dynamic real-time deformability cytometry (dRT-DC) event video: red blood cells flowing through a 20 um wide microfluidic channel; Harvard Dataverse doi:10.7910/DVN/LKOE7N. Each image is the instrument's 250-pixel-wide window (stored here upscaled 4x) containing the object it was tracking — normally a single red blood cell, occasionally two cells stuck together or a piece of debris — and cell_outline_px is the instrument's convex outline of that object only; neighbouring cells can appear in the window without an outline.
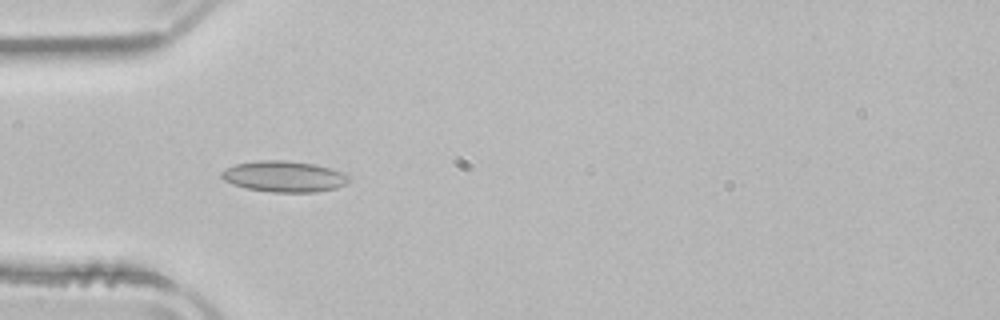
{"species": "common noctule bat (a hibernating species)", "species_latin": "Nyctalus noctula", "temperature_condition": "room temperature", "stored_images_in_passage": 51, "camera_frame_rate_fps": 3000, "um_per_image_px": 0.085, "animal": {"sex": "male", "body_mass_g": 21.5, "forearm_length_mm": 52.0}, "frame": {"image": 1, "passage_image": 15, "time_ms": 4.667, "image_size_px": [1000, 320], "cell_outline_px": [[352, 176], [344, 184], [336, 188], [316, 192], [272, 192], [248, 188], [232, 184], [224, 180], [220, 176], [220, 172], [236, 164], [256, 160], [284, 160], [316, 164]], "centroid_in_image_um": [24.13, 14.99], "position_along_channel_um": 60.9, "area_um2": 22.89}}
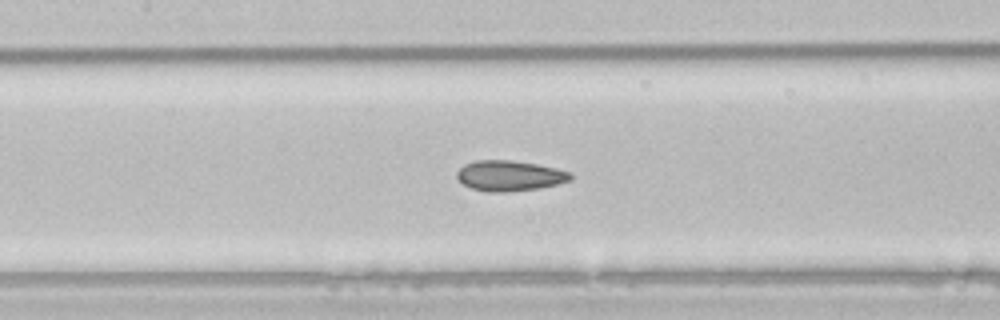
{"frame": {"image": 2, "passage_image": 23, "time_ms": 7.333, "image_size_px": [1000, 320], "cell_outline_px": [[572, 180], [540, 188], [504, 192], [488, 192], [472, 188], [464, 184], [456, 176], [456, 172], [464, 164], [476, 160], [512, 160], [536, 164], [556, 168], [572, 172]], "centroid_in_image_um": [43.33, 14.93], "position_along_channel_um": 164.1, "area_um2": 20.17}}
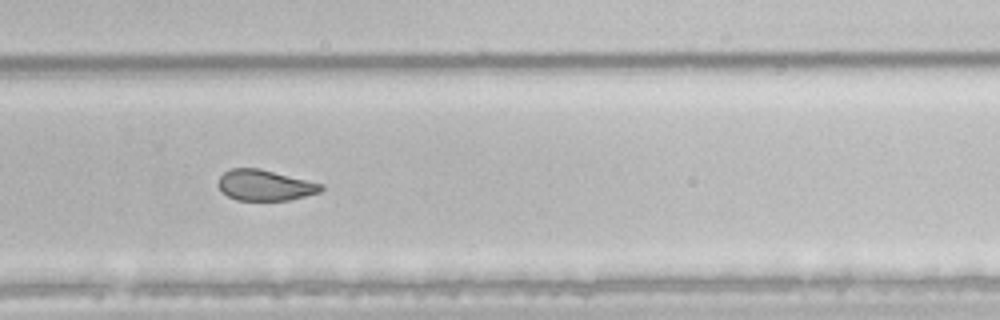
{"frame": {"image": 3, "passage_image": 34, "time_ms": 11.0, "image_size_px": [1000, 320], "cell_outline_px": [[324, 188], [320, 192], [288, 200], [236, 200], [228, 196], [216, 184], [220, 176], [224, 172], [232, 168], [260, 168], [324, 184]], "centroid_in_image_um": [22.52, 15.73], "position_along_channel_um": 307.3, "area_um2": 18.44}, "authors_computed_cell_mechanics": {"area_um2": 21.7328, "velocity_mm_per_s": 3.9271, "shape_relaxation_time_tau1_ms": null, "shape_relaxation_time_tau2_ms": 2.0466, "deformation_change_tau1": null, "deformation_change_tau2": 0.0538}}